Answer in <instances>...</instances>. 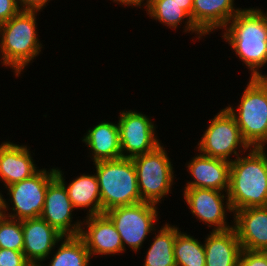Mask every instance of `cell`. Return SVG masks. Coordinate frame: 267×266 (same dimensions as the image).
<instances>
[{"label": "cell", "instance_id": "d6986e66", "mask_svg": "<svg viewBox=\"0 0 267 266\" xmlns=\"http://www.w3.org/2000/svg\"><path fill=\"white\" fill-rule=\"evenodd\" d=\"M64 171L56 167L55 175L64 184L73 207L86 211V216L102 214L99 184L95 172L80 173L72 178L69 183L65 178Z\"/></svg>", "mask_w": 267, "mask_h": 266}, {"label": "cell", "instance_id": "603a6c76", "mask_svg": "<svg viewBox=\"0 0 267 266\" xmlns=\"http://www.w3.org/2000/svg\"><path fill=\"white\" fill-rule=\"evenodd\" d=\"M181 231L179 226L165 222L153 232V241L146 249L143 266H176L174 243L176 235Z\"/></svg>", "mask_w": 267, "mask_h": 266}, {"label": "cell", "instance_id": "7402d4cb", "mask_svg": "<svg viewBox=\"0 0 267 266\" xmlns=\"http://www.w3.org/2000/svg\"><path fill=\"white\" fill-rule=\"evenodd\" d=\"M146 15L169 29L177 31L181 26L183 33L193 34L194 39L202 40L206 36L195 26L191 16L173 0H149ZM184 24V25H182Z\"/></svg>", "mask_w": 267, "mask_h": 266}, {"label": "cell", "instance_id": "8fae6325", "mask_svg": "<svg viewBox=\"0 0 267 266\" xmlns=\"http://www.w3.org/2000/svg\"><path fill=\"white\" fill-rule=\"evenodd\" d=\"M150 117L134 109L119 111L117 124L122 158L146 154L162 144L156 131L158 126Z\"/></svg>", "mask_w": 267, "mask_h": 266}, {"label": "cell", "instance_id": "8992f818", "mask_svg": "<svg viewBox=\"0 0 267 266\" xmlns=\"http://www.w3.org/2000/svg\"><path fill=\"white\" fill-rule=\"evenodd\" d=\"M164 146L166 145L162 143L156 149L132 158L142 201L158 206L162 204V200L164 202L165 197L172 194L177 178L173 161Z\"/></svg>", "mask_w": 267, "mask_h": 266}, {"label": "cell", "instance_id": "7c38bea8", "mask_svg": "<svg viewBox=\"0 0 267 266\" xmlns=\"http://www.w3.org/2000/svg\"><path fill=\"white\" fill-rule=\"evenodd\" d=\"M75 210L66 187L55 177L47 187L40 217L64 236H77L80 234L83 220L73 218L76 216Z\"/></svg>", "mask_w": 267, "mask_h": 266}, {"label": "cell", "instance_id": "4316f807", "mask_svg": "<svg viewBox=\"0 0 267 266\" xmlns=\"http://www.w3.org/2000/svg\"><path fill=\"white\" fill-rule=\"evenodd\" d=\"M238 266H267V250L251 251L242 249Z\"/></svg>", "mask_w": 267, "mask_h": 266}, {"label": "cell", "instance_id": "f1b7e54d", "mask_svg": "<svg viewBox=\"0 0 267 266\" xmlns=\"http://www.w3.org/2000/svg\"><path fill=\"white\" fill-rule=\"evenodd\" d=\"M19 11L17 0H0V24L9 21Z\"/></svg>", "mask_w": 267, "mask_h": 266}, {"label": "cell", "instance_id": "6da1fadb", "mask_svg": "<svg viewBox=\"0 0 267 266\" xmlns=\"http://www.w3.org/2000/svg\"><path fill=\"white\" fill-rule=\"evenodd\" d=\"M221 32L220 37L243 62L251 78L267 77L262 72L267 65V22L257 8H243Z\"/></svg>", "mask_w": 267, "mask_h": 266}, {"label": "cell", "instance_id": "52a82bcc", "mask_svg": "<svg viewBox=\"0 0 267 266\" xmlns=\"http://www.w3.org/2000/svg\"><path fill=\"white\" fill-rule=\"evenodd\" d=\"M160 208L149 202H140L133 205L119 206L110 209L105 214L114 223L120 234L123 245V253L126 247L138 255V251L144 248L148 236L151 237L160 224ZM158 222V223H157Z\"/></svg>", "mask_w": 267, "mask_h": 266}, {"label": "cell", "instance_id": "ba28073f", "mask_svg": "<svg viewBox=\"0 0 267 266\" xmlns=\"http://www.w3.org/2000/svg\"><path fill=\"white\" fill-rule=\"evenodd\" d=\"M55 166L41 168L31 177L1 189L7 191L4 216L24 220L40 217L49 183L56 177ZM7 200V201H6Z\"/></svg>", "mask_w": 267, "mask_h": 266}, {"label": "cell", "instance_id": "5bb4252c", "mask_svg": "<svg viewBox=\"0 0 267 266\" xmlns=\"http://www.w3.org/2000/svg\"><path fill=\"white\" fill-rule=\"evenodd\" d=\"M185 168L191 176L184 188H206L228 192L231 162L197 152ZM193 179V180H192Z\"/></svg>", "mask_w": 267, "mask_h": 266}, {"label": "cell", "instance_id": "1f68e13d", "mask_svg": "<svg viewBox=\"0 0 267 266\" xmlns=\"http://www.w3.org/2000/svg\"><path fill=\"white\" fill-rule=\"evenodd\" d=\"M173 1L179 4L180 7L184 9L191 16L192 19L193 0H173Z\"/></svg>", "mask_w": 267, "mask_h": 266}, {"label": "cell", "instance_id": "2e32d148", "mask_svg": "<svg viewBox=\"0 0 267 266\" xmlns=\"http://www.w3.org/2000/svg\"><path fill=\"white\" fill-rule=\"evenodd\" d=\"M30 148L8 139L0 143V183L4 188L31 177L39 170Z\"/></svg>", "mask_w": 267, "mask_h": 266}, {"label": "cell", "instance_id": "277c9868", "mask_svg": "<svg viewBox=\"0 0 267 266\" xmlns=\"http://www.w3.org/2000/svg\"><path fill=\"white\" fill-rule=\"evenodd\" d=\"M245 85L237 106L225 108L250 148H267V77H249Z\"/></svg>", "mask_w": 267, "mask_h": 266}, {"label": "cell", "instance_id": "9c48e42d", "mask_svg": "<svg viewBox=\"0 0 267 266\" xmlns=\"http://www.w3.org/2000/svg\"><path fill=\"white\" fill-rule=\"evenodd\" d=\"M203 132L194 151L197 149L196 152L205 156L232 162L250 149L242 138L234 117L226 108L209 119Z\"/></svg>", "mask_w": 267, "mask_h": 266}, {"label": "cell", "instance_id": "7a4b0ae2", "mask_svg": "<svg viewBox=\"0 0 267 266\" xmlns=\"http://www.w3.org/2000/svg\"><path fill=\"white\" fill-rule=\"evenodd\" d=\"M38 13L20 10L9 21L0 24V63L6 69L10 68L16 79L44 50L45 45L38 34Z\"/></svg>", "mask_w": 267, "mask_h": 266}, {"label": "cell", "instance_id": "4dcf8cb0", "mask_svg": "<svg viewBox=\"0 0 267 266\" xmlns=\"http://www.w3.org/2000/svg\"><path fill=\"white\" fill-rule=\"evenodd\" d=\"M112 2L116 3L117 5H121L124 7H132V8H141V10L146 11L149 0H111Z\"/></svg>", "mask_w": 267, "mask_h": 266}, {"label": "cell", "instance_id": "cb8c5ba5", "mask_svg": "<svg viewBox=\"0 0 267 266\" xmlns=\"http://www.w3.org/2000/svg\"><path fill=\"white\" fill-rule=\"evenodd\" d=\"M47 260L49 262L45 263ZM91 260L90 253L79 235L64 236L40 266H89Z\"/></svg>", "mask_w": 267, "mask_h": 266}, {"label": "cell", "instance_id": "30bf717a", "mask_svg": "<svg viewBox=\"0 0 267 266\" xmlns=\"http://www.w3.org/2000/svg\"><path fill=\"white\" fill-rule=\"evenodd\" d=\"M181 191L190 214L211 231H224L234 227V221L227 222L229 213L230 218H234L227 192L206 188H183Z\"/></svg>", "mask_w": 267, "mask_h": 266}, {"label": "cell", "instance_id": "e0dca14e", "mask_svg": "<svg viewBox=\"0 0 267 266\" xmlns=\"http://www.w3.org/2000/svg\"><path fill=\"white\" fill-rule=\"evenodd\" d=\"M234 228L244 250H267V206L234 212Z\"/></svg>", "mask_w": 267, "mask_h": 266}, {"label": "cell", "instance_id": "d6a6232c", "mask_svg": "<svg viewBox=\"0 0 267 266\" xmlns=\"http://www.w3.org/2000/svg\"><path fill=\"white\" fill-rule=\"evenodd\" d=\"M2 192H5L6 193V191H2L0 189V216H4L5 197L3 195L4 193H2Z\"/></svg>", "mask_w": 267, "mask_h": 266}, {"label": "cell", "instance_id": "83f0119b", "mask_svg": "<svg viewBox=\"0 0 267 266\" xmlns=\"http://www.w3.org/2000/svg\"><path fill=\"white\" fill-rule=\"evenodd\" d=\"M0 266H30L24 253L0 248Z\"/></svg>", "mask_w": 267, "mask_h": 266}, {"label": "cell", "instance_id": "3957f363", "mask_svg": "<svg viewBox=\"0 0 267 266\" xmlns=\"http://www.w3.org/2000/svg\"><path fill=\"white\" fill-rule=\"evenodd\" d=\"M227 194L233 212L267 206V148H250L231 162Z\"/></svg>", "mask_w": 267, "mask_h": 266}, {"label": "cell", "instance_id": "5b68a950", "mask_svg": "<svg viewBox=\"0 0 267 266\" xmlns=\"http://www.w3.org/2000/svg\"><path fill=\"white\" fill-rule=\"evenodd\" d=\"M93 165L99 184L102 214L119 206L143 202L132 158L97 161Z\"/></svg>", "mask_w": 267, "mask_h": 266}, {"label": "cell", "instance_id": "44dd1931", "mask_svg": "<svg viewBox=\"0 0 267 266\" xmlns=\"http://www.w3.org/2000/svg\"><path fill=\"white\" fill-rule=\"evenodd\" d=\"M203 244L205 266H238L242 247L234 227L224 231H209Z\"/></svg>", "mask_w": 267, "mask_h": 266}, {"label": "cell", "instance_id": "ffe728a7", "mask_svg": "<svg viewBox=\"0 0 267 266\" xmlns=\"http://www.w3.org/2000/svg\"><path fill=\"white\" fill-rule=\"evenodd\" d=\"M235 1L193 0L192 21L208 37L207 35L216 33V30H223L228 22L243 9L242 7H237Z\"/></svg>", "mask_w": 267, "mask_h": 266}, {"label": "cell", "instance_id": "d4e9b609", "mask_svg": "<svg viewBox=\"0 0 267 266\" xmlns=\"http://www.w3.org/2000/svg\"><path fill=\"white\" fill-rule=\"evenodd\" d=\"M174 258L176 266H205L206 257L203 241L180 231L175 238Z\"/></svg>", "mask_w": 267, "mask_h": 266}, {"label": "cell", "instance_id": "ac0fdd59", "mask_svg": "<svg viewBox=\"0 0 267 266\" xmlns=\"http://www.w3.org/2000/svg\"><path fill=\"white\" fill-rule=\"evenodd\" d=\"M82 142L88 148L90 161L116 160L122 158L117 121L102 120L86 130Z\"/></svg>", "mask_w": 267, "mask_h": 266}, {"label": "cell", "instance_id": "484cf974", "mask_svg": "<svg viewBox=\"0 0 267 266\" xmlns=\"http://www.w3.org/2000/svg\"><path fill=\"white\" fill-rule=\"evenodd\" d=\"M22 220L0 216V248L23 252Z\"/></svg>", "mask_w": 267, "mask_h": 266}, {"label": "cell", "instance_id": "f546056e", "mask_svg": "<svg viewBox=\"0 0 267 266\" xmlns=\"http://www.w3.org/2000/svg\"><path fill=\"white\" fill-rule=\"evenodd\" d=\"M52 0H17L18 6L22 11L41 12Z\"/></svg>", "mask_w": 267, "mask_h": 266}, {"label": "cell", "instance_id": "4fadbf2b", "mask_svg": "<svg viewBox=\"0 0 267 266\" xmlns=\"http://www.w3.org/2000/svg\"><path fill=\"white\" fill-rule=\"evenodd\" d=\"M82 220L79 236L83 239L92 259L103 255L106 257L123 254L120 234L105 213L86 216Z\"/></svg>", "mask_w": 267, "mask_h": 266}, {"label": "cell", "instance_id": "9a60e30c", "mask_svg": "<svg viewBox=\"0 0 267 266\" xmlns=\"http://www.w3.org/2000/svg\"><path fill=\"white\" fill-rule=\"evenodd\" d=\"M23 253L33 265H40L53 252L64 237L56 228L41 217L22 220Z\"/></svg>", "mask_w": 267, "mask_h": 266}, {"label": "cell", "instance_id": "836d02e7", "mask_svg": "<svg viewBox=\"0 0 267 266\" xmlns=\"http://www.w3.org/2000/svg\"><path fill=\"white\" fill-rule=\"evenodd\" d=\"M256 8L262 13V15L264 16L266 22H267V10L264 11V9H261L259 7L256 6Z\"/></svg>", "mask_w": 267, "mask_h": 266}]
</instances>
